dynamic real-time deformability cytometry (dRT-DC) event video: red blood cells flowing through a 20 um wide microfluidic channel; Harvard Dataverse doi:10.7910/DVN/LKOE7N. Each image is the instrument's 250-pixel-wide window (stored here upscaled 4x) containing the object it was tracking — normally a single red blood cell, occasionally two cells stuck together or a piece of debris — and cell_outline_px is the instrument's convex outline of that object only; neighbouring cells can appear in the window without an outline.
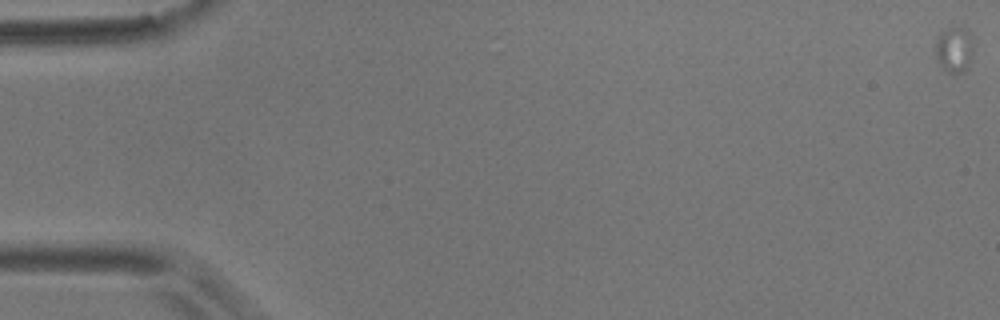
{"species": "common noctule bat (a hibernating species)", "species_latin": "Nyctalus noctula", "temperature_condition": "room temperature", "stored_images_in_passage": 6, "camera_frame_rate_fps": 3000, "um_per_image_px": 0.085, "animal": {"sex": "male", "body_mass_g": 17.9}, "frame": {"image": 1, "passage_image": 1, "time_ms": 0.0, "image_size_px": [1000, 320], "cell_outline_px": [[972, 56], [968, 68], [964, 72], [956, 76], [952, 76], [940, 64], [936, 56], [936, 40], [940, 32], [948, 28], [968, 28], [972, 36]], "centroid_in_image_um": [81.14, 4.25], "position_along_channel_um": 3.9, "area_um2": 10.35}}